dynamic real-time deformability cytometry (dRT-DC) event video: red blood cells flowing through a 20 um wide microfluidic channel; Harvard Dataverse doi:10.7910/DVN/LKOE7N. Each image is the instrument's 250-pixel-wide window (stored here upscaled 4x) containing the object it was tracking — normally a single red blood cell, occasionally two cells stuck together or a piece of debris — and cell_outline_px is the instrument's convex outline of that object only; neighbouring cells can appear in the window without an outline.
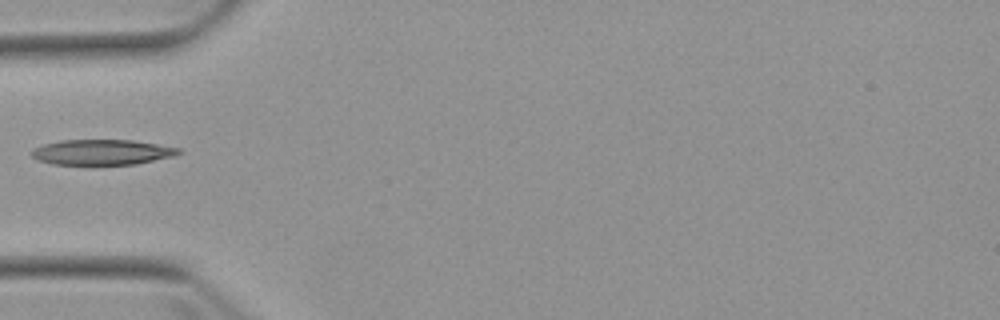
{"species": "Egyptian fruit bat (a non-hibernating species)", "species_latin": "Rousettus aegyptiacus", "temperature_condition": "warm", "stored_images_in_passage": 3, "camera_frame_rate_fps": 3000, "um_per_image_px": 0.085, "animal": {"sex": "female"}, "frame": {"image": 1, "passage_image": 2, "time_ms": 1.333, "image_size_px": [1000, 320], "cell_outline_px": [[184, 152], [176, 156], [136, 164], [92, 168], [52, 164], [36, 160], [28, 152], [32, 148], [44, 144], [60, 140], [132, 140], [180, 148]], "centroid_in_image_um": [8.62, 12.99], "position_along_channel_um": 76.4, "area_um2": 23.12}}
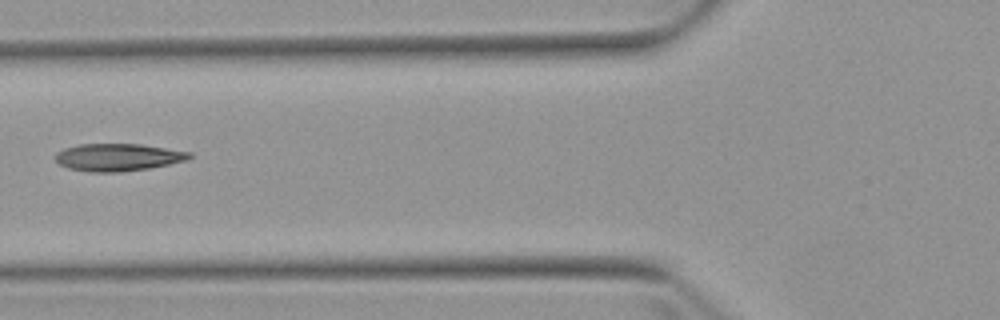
{"frame": {"image": 2, "passage_image": 3, "time_ms": 2.333, "image_size_px": [1000, 320], "cell_outline_px": [[192, 156], [184, 160], [168, 164], [148, 168], [120, 172], [88, 172], [68, 168], [60, 164], [52, 156], [56, 152], [64, 148], [80, 144], [140, 144], [192, 152]], "centroid_in_image_um": [9.97, 13.36], "position_along_channel_um": 115.8, "area_um2": 21.39}}